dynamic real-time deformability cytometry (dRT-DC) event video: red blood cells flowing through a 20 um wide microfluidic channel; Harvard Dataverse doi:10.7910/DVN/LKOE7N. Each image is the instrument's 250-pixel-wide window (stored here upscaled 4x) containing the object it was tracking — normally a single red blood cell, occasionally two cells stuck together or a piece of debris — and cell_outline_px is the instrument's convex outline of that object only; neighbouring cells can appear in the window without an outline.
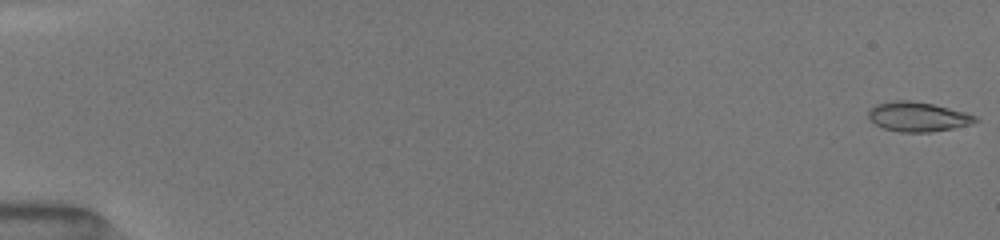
{"species": "common noctule bat (a hibernating species)", "species_latin": "Nyctalus noctula", "temperature_condition": "room temperature", "stored_images_in_passage": 52, "camera_frame_rate_fps": 3000, "um_per_image_px": 0.085, "animal": {"sex": "female", "body_mass_g": 19.5, "forearm_length_mm": 54.1}, "frame": {"image": 1, "passage_image": 1, "time_ms": 0.0, "image_size_px": [1000, 240], "cell_outline_px": [[980, 120], [972, 124], [932, 132], [900, 132], [884, 128], [876, 124], [868, 116], [868, 112], [876, 104], [892, 100], [912, 100], [932, 104], [964, 112], [976, 116]], "centroid_in_image_um": [78.03, 9.92], "position_along_channel_um": 7.0, "area_um2": 18.32}}
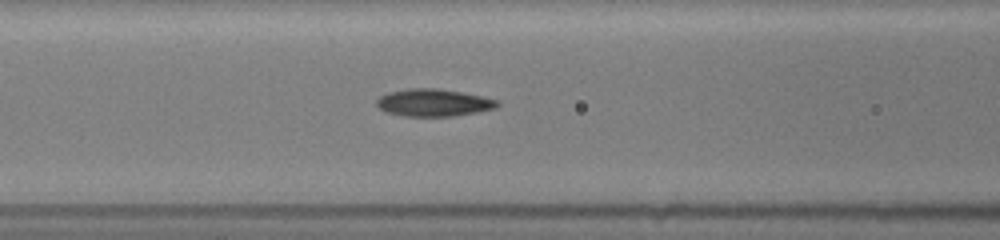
{"frame": {"image": 2, "passage_image": 21, "time_ms": 7.333, "image_size_px": [1000, 240], "cell_outline_px": [[500, 104], [496, 108], [476, 112], [452, 116], [404, 116], [384, 112], [376, 104], [376, 100], [380, 96], [388, 92], [408, 88], [436, 88], [484, 96], [500, 100]], "centroid_in_image_um": [36.85, 8.72], "position_along_channel_um": 129.7, "area_um2": 19.36}}
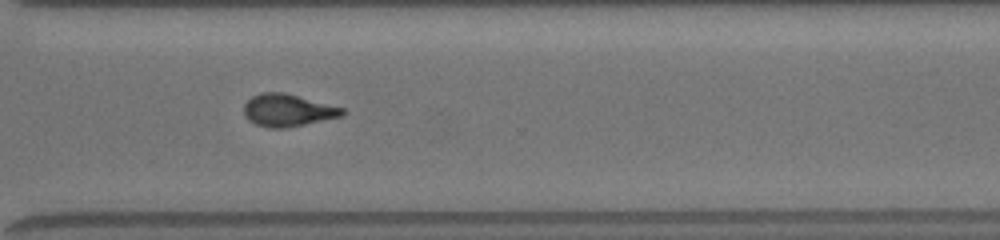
{"frame": {"image": 3, "passage_image": 51, "time_ms": 12.667, "image_size_px": [1000, 240], "cell_outline_px": [[348, 112], [344, 116], [284, 128], [268, 128], [256, 124], [248, 120], [244, 116], [244, 104], [252, 96], [260, 92], [284, 92], [344, 108]], "centroid_in_image_um": [24.46, 9.37], "position_along_channel_um": 346.1, "area_um2": 18.67}}